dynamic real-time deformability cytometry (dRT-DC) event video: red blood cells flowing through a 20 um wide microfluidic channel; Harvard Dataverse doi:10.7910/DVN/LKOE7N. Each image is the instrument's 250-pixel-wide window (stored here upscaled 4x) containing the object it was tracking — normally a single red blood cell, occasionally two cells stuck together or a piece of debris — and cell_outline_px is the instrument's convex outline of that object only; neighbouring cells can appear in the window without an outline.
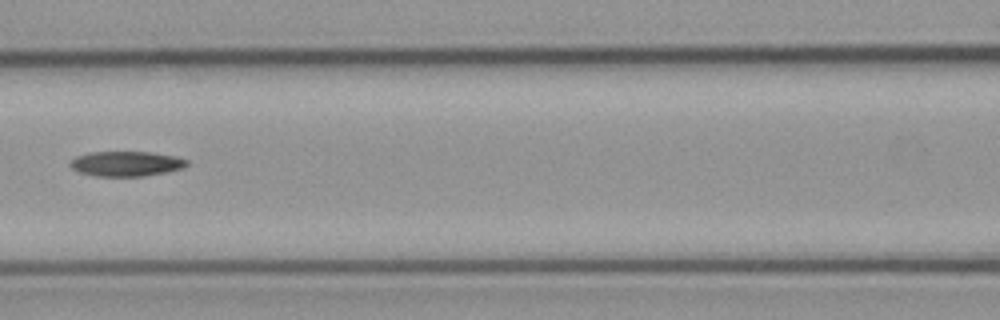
{"species": "common noctule bat (a hibernating species)", "species_latin": "Nyctalus noctula", "temperature_condition": "cold", "stored_images_in_passage": 4, "camera_frame_rate_fps": 3000, "um_per_image_px": 0.085, "animal": {"sex": "male", "body_mass_g": 23.1, "forearm_length_mm": 52.7}, "frame": {"image": 1, "passage_image": 4, "time_ms": 3.667, "image_size_px": [1000, 320], "cell_outline_px": [[188, 164], [184, 168], [168, 172], [140, 176], [96, 176], [80, 172], [72, 168], [68, 164], [76, 156], [88, 152], [152, 152], [176, 156], [188, 160]], "centroid_in_image_um": [10.75, 13.91], "position_along_channel_um": 155.8, "area_um2": 17.05}}